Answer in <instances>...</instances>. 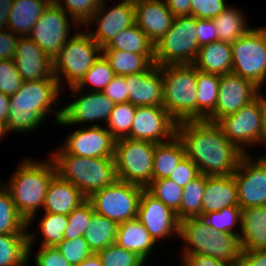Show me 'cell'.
I'll use <instances>...</instances> for the list:
<instances>
[{"label": "cell", "mask_w": 266, "mask_h": 266, "mask_svg": "<svg viewBox=\"0 0 266 266\" xmlns=\"http://www.w3.org/2000/svg\"><path fill=\"white\" fill-rule=\"evenodd\" d=\"M177 136L184 145L185 156L208 176L232 175L245 155L217 123L207 120L179 122Z\"/></svg>", "instance_id": "6da1fadb"}, {"label": "cell", "mask_w": 266, "mask_h": 266, "mask_svg": "<svg viewBox=\"0 0 266 266\" xmlns=\"http://www.w3.org/2000/svg\"><path fill=\"white\" fill-rule=\"evenodd\" d=\"M61 91L64 90L54 75L49 79L23 81L20 89L10 96L8 132H35L52 113L56 114L54 122L57 123L62 118V108L61 105L60 110L54 107L62 103L59 102Z\"/></svg>", "instance_id": "7a4b0ae2"}, {"label": "cell", "mask_w": 266, "mask_h": 266, "mask_svg": "<svg viewBox=\"0 0 266 266\" xmlns=\"http://www.w3.org/2000/svg\"><path fill=\"white\" fill-rule=\"evenodd\" d=\"M13 176L3 186L9 191L15 208L31 226L43 208L49 182L56 174V167L51 157L44 161L31 158L22 159Z\"/></svg>", "instance_id": "3957f363"}, {"label": "cell", "mask_w": 266, "mask_h": 266, "mask_svg": "<svg viewBox=\"0 0 266 266\" xmlns=\"http://www.w3.org/2000/svg\"><path fill=\"white\" fill-rule=\"evenodd\" d=\"M48 156L55 164L56 173L72 183L86 198L118 180L114 158L70 155L60 146Z\"/></svg>", "instance_id": "277c9868"}, {"label": "cell", "mask_w": 266, "mask_h": 266, "mask_svg": "<svg viewBox=\"0 0 266 266\" xmlns=\"http://www.w3.org/2000/svg\"><path fill=\"white\" fill-rule=\"evenodd\" d=\"M179 239L184 245L181 255L200 254L235 265L242 252L238 235L216 232L202 217L181 220Z\"/></svg>", "instance_id": "5b68a950"}, {"label": "cell", "mask_w": 266, "mask_h": 266, "mask_svg": "<svg viewBox=\"0 0 266 266\" xmlns=\"http://www.w3.org/2000/svg\"><path fill=\"white\" fill-rule=\"evenodd\" d=\"M160 67L163 107L178 123L197 120V69L192 64Z\"/></svg>", "instance_id": "8992f818"}, {"label": "cell", "mask_w": 266, "mask_h": 266, "mask_svg": "<svg viewBox=\"0 0 266 266\" xmlns=\"http://www.w3.org/2000/svg\"><path fill=\"white\" fill-rule=\"evenodd\" d=\"M80 30L72 34L73 36L52 60L53 75L60 88L63 82L68 84V89L76 86L102 54V48L90 34L86 30Z\"/></svg>", "instance_id": "52a82bcc"}, {"label": "cell", "mask_w": 266, "mask_h": 266, "mask_svg": "<svg viewBox=\"0 0 266 266\" xmlns=\"http://www.w3.org/2000/svg\"><path fill=\"white\" fill-rule=\"evenodd\" d=\"M196 30V17H174L170 29L154 44V63L158 66L193 64L200 48Z\"/></svg>", "instance_id": "ba28073f"}, {"label": "cell", "mask_w": 266, "mask_h": 266, "mask_svg": "<svg viewBox=\"0 0 266 266\" xmlns=\"http://www.w3.org/2000/svg\"><path fill=\"white\" fill-rule=\"evenodd\" d=\"M265 95L242 106L236 113L221 118L217 124L224 135L245 155L253 146H264ZM247 148H249L247 150Z\"/></svg>", "instance_id": "9c48e42d"}, {"label": "cell", "mask_w": 266, "mask_h": 266, "mask_svg": "<svg viewBox=\"0 0 266 266\" xmlns=\"http://www.w3.org/2000/svg\"><path fill=\"white\" fill-rule=\"evenodd\" d=\"M156 143L128 137L115 142L114 161L118 180L146 187L153 180Z\"/></svg>", "instance_id": "30bf717a"}, {"label": "cell", "mask_w": 266, "mask_h": 266, "mask_svg": "<svg viewBox=\"0 0 266 266\" xmlns=\"http://www.w3.org/2000/svg\"><path fill=\"white\" fill-rule=\"evenodd\" d=\"M231 51V72L263 88L266 84V25L251 28L231 43Z\"/></svg>", "instance_id": "8fae6325"}, {"label": "cell", "mask_w": 266, "mask_h": 266, "mask_svg": "<svg viewBox=\"0 0 266 266\" xmlns=\"http://www.w3.org/2000/svg\"><path fill=\"white\" fill-rule=\"evenodd\" d=\"M143 189L142 186L117 180L91 194L87 200L95 213L121 224L137 217Z\"/></svg>", "instance_id": "7c38bea8"}, {"label": "cell", "mask_w": 266, "mask_h": 266, "mask_svg": "<svg viewBox=\"0 0 266 266\" xmlns=\"http://www.w3.org/2000/svg\"><path fill=\"white\" fill-rule=\"evenodd\" d=\"M71 24L75 31L80 29L69 14L52 1L34 24L28 37L53 60L72 37Z\"/></svg>", "instance_id": "4fadbf2b"}, {"label": "cell", "mask_w": 266, "mask_h": 266, "mask_svg": "<svg viewBox=\"0 0 266 266\" xmlns=\"http://www.w3.org/2000/svg\"><path fill=\"white\" fill-rule=\"evenodd\" d=\"M69 88V90L73 91L70 96L74 101L68 102L64 107L62 106V118L57 124L72 127V125L78 126V124L83 125L85 123V126H89L88 124L91 126H100L99 120L100 122L104 120L105 124L107 123L110 113L115 106V103L111 99L102 91H86L85 89L84 92L76 86ZM92 122H95V124Z\"/></svg>", "instance_id": "5bb4252c"}, {"label": "cell", "mask_w": 266, "mask_h": 266, "mask_svg": "<svg viewBox=\"0 0 266 266\" xmlns=\"http://www.w3.org/2000/svg\"><path fill=\"white\" fill-rule=\"evenodd\" d=\"M244 155L233 173L241 209L266 206V155Z\"/></svg>", "instance_id": "9a60e30c"}, {"label": "cell", "mask_w": 266, "mask_h": 266, "mask_svg": "<svg viewBox=\"0 0 266 266\" xmlns=\"http://www.w3.org/2000/svg\"><path fill=\"white\" fill-rule=\"evenodd\" d=\"M177 124L163 106H136L131 131L127 137L156 144L165 143L177 135Z\"/></svg>", "instance_id": "2e32d148"}, {"label": "cell", "mask_w": 266, "mask_h": 266, "mask_svg": "<svg viewBox=\"0 0 266 266\" xmlns=\"http://www.w3.org/2000/svg\"><path fill=\"white\" fill-rule=\"evenodd\" d=\"M106 0H102L97 11L84 26L91 38L101 47H106L123 29L135 24L134 4L120 1L107 9ZM91 24L97 25L96 30H90Z\"/></svg>", "instance_id": "e0dca14e"}, {"label": "cell", "mask_w": 266, "mask_h": 266, "mask_svg": "<svg viewBox=\"0 0 266 266\" xmlns=\"http://www.w3.org/2000/svg\"><path fill=\"white\" fill-rule=\"evenodd\" d=\"M260 91L252 81L232 72L220 76L215 110L205 120L217 123L221 118L236 113L262 93Z\"/></svg>", "instance_id": "ac0fdd59"}, {"label": "cell", "mask_w": 266, "mask_h": 266, "mask_svg": "<svg viewBox=\"0 0 266 266\" xmlns=\"http://www.w3.org/2000/svg\"><path fill=\"white\" fill-rule=\"evenodd\" d=\"M137 218L156 243L170 236L179 237L180 220L176 213L145 188L140 196Z\"/></svg>", "instance_id": "d6986e66"}, {"label": "cell", "mask_w": 266, "mask_h": 266, "mask_svg": "<svg viewBox=\"0 0 266 266\" xmlns=\"http://www.w3.org/2000/svg\"><path fill=\"white\" fill-rule=\"evenodd\" d=\"M68 135L61 146L67 154L93 158L114 157L116 139L106 126H80Z\"/></svg>", "instance_id": "ffe728a7"}, {"label": "cell", "mask_w": 266, "mask_h": 266, "mask_svg": "<svg viewBox=\"0 0 266 266\" xmlns=\"http://www.w3.org/2000/svg\"><path fill=\"white\" fill-rule=\"evenodd\" d=\"M128 102L135 106H163V77L155 63L144 72L125 75Z\"/></svg>", "instance_id": "44dd1931"}, {"label": "cell", "mask_w": 266, "mask_h": 266, "mask_svg": "<svg viewBox=\"0 0 266 266\" xmlns=\"http://www.w3.org/2000/svg\"><path fill=\"white\" fill-rule=\"evenodd\" d=\"M14 62L22 81L49 79L52 59L28 36L18 38Z\"/></svg>", "instance_id": "7402d4cb"}, {"label": "cell", "mask_w": 266, "mask_h": 266, "mask_svg": "<svg viewBox=\"0 0 266 266\" xmlns=\"http://www.w3.org/2000/svg\"><path fill=\"white\" fill-rule=\"evenodd\" d=\"M135 24L155 44L172 26L174 15L165 0H142L134 4Z\"/></svg>", "instance_id": "603a6c76"}, {"label": "cell", "mask_w": 266, "mask_h": 266, "mask_svg": "<svg viewBox=\"0 0 266 266\" xmlns=\"http://www.w3.org/2000/svg\"><path fill=\"white\" fill-rule=\"evenodd\" d=\"M225 207H239L237 186L232 175L208 176L202 199V216Z\"/></svg>", "instance_id": "cb8c5ba5"}, {"label": "cell", "mask_w": 266, "mask_h": 266, "mask_svg": "<svg viewBox=\"0 0 266 266\" xmlns=\"http://www.w3.org/2000/svg\"><path fill=\"white\" fill-rule=\"evenodd\" d=\"M86 199L78 188L56 173L48 184L43 210L68 215Z\"/></svg>", "instance_id": "d4e9b609"}, {"label": "cell", "mask_w": 266, "mask_h": 266, "mask_svg": "<svg viewBox=\"0 0 266 266\" xmlns=\"http://www.w3.org/2000/svg\"><path fill=\"white\" fill-rule=\"evenodd\" d=\"M240 227L242 251L266 249V206L242 209Z\"/></svg>", "instance_id": "484cf974"}, {"label": "cell", "mask_w": 266, "mask_h": 266, "mask_svg": "<svg viewBox=\"0 0 266 266\" xmlns=\"http://www.w3.org/2000/svg\"><path fill=\"white\" fill-rule=\"evenodd\" d=\"M115 243L138 254L145 262L158 244L137 217L118 224Z\"/></svg>", "instance_id": "4316f807"}, {"label": "cell", "mask_w": 266, "mask_h": 266, "mask_svg": "<svg viewBox=\"0 0 266 266\" xmlns=\"http://www.w3.org/2000/svg\"><path fill=\"white\" fill-rule=\"evenodd\" d=\"M192 65L199 71L220 76L231 73V43L218 40L200 46Z\"/></svg>", "instance_id": "83f0119b"}, {"label": "cell", "mask_w": 266, "mask_h": 266, "mask_svg": "<svg viewBox=\"0 0 266 266\" xmlns=\"http://www.w3.org/2000/svg\"><path fill=\"white\" fill-rule=\"evenodd\" d=\"M36 236L34 231L0 234V266H27Z\"/></svg>", "instance_id": "f1b7e54d"}, {"label": "cell", "mask_w": 266, "mask_h": 266, "mask_svg": "<svg viewBox=\"0 0 266 266\" xmlns=\"http://www.w3.org/2000/svg\"><path fill=\"white\" fill-rule=\"evenodd\" d=\"M52 0H13L8 29L19 37L29 36L34 24Z\"/></svg>", "instance_id": "f546056e"}, {"label": "cell", "mask_w": 266, "mask_h": 266, "mask_svg": "<svg viewBox=\"0 0 266 266\" xmlns=\"http://www.w3.org/2000/svg\"><path fill=\"white\" fill-rule=\"evenodd\" d=\"M115 75L125 76L147 71L154 64V54H138L119 49H102Z\"/></svg>", "instance_id": "4dcf8cb0"}, {"label": "cell", "mask_w": 266, "mask_h": 266, "mask_svg": "<svg viewBox=\"0 0 266 266\" xmlns=\"http://www.w3.org/2000/svg\"><path fill=\"white\" fill-rule=\"evenodd\" d=\"M185 157V148L176 135L168 142L156 144L153 157V180L169 178Z\"/></svg>", "instance_id": "1f68e13d"}, {"label": "cell", "mask_w": 266, "mask_h": 266, "mask_svg": "<svg viewBox=\"0 0 266 266\" xmlns=\"http://www.w3.org/2000/svg\"><path fill=\"white\" fill-rule=\"evenodd\" d=\"M243 12L229 5L220 15L212 19L217 28L219 41L233 43L251 29L247 26L248 19Z\"/></svg>", "instance_id": "d6a6232c"}, {"label": "cell", "mask_w": 266, "mask_h": 266, "mask_svg": "<svg viewBox=\"0 0 266 266\" xmlns=\"http://www.w3.org/2000/svg\"><path fill=\"white\" fill-rule=\"evenodd\" d=\"M118 224L105 216L94 213L85 230L84 239L93 253L116 242Z\"/></svg>", "instance_id": "836d02e7"}, {"label": "cell", "mask_w": 266, "mask_h": 266, "mask_svg": "<svg viewBox=\"0 0 266 266\" xmlns=\"http://www.w3.org/2000/svg\"><path fill=\"white\" fill-rule=\"evenodd\" d=\"M220 75L197 70V120H205L214 110Z\"/></svg>", "instance_id": "e575fe53"}, {"label": "cell", "mask_w": 266, "mask_h": 266, "mask_svg": "<svg viewBox=\"0 0 266 266\" xmlns=\"http://www.w3.org/2000/svg\"><path fill=\"white\" fill-rule=\"evenodd\" d=\"M102 49H119L138 54H154V43L136 25L119 32L113 40Z\"/></svg>", "instance_id": "d590c367"}, {"label": "cell", "mask_w": 266, "mask_h": 266, "mask_svg": "<svg viewBox=\"0 0 266 266\" xmlns=\"http://www.w3.org/2000/svg\"><path fill=\"white\" fill-rule=\"evenodd\" d=\"M207 175L200 174L183 188L180 209L176 213L181 221L190 217H202V199Z\"/></svg>", "instance_id": "8d00e7d4"}, {"label": "cell", "mask_w": 266, "mask_h": 266, "mask_svg": "<svg viewBox=\"0 0 266 266\" xmlns=\"http://www.w3.org/2000/svg\"><path fill=\"white\" fill-rule=\"evenodd\" d=\"M27 232V222L15 208L9 191L2 186L0 188V234Z\"/></svg>", "instance_id": "74e56055"}, {"label": "cell", "mask_w": 266, "mask_h": 266, "mask_svg": "<svg viewBox=\"0 0 266 266\" xmlns=\"http://www.w3.org/2000/svg\"><path fill=\"white\" fill-rule=\"evenodd\" d=\"M115 76L109 62L101 54L76 87L81 90L86 87L87 91L101 92Z\"/></svg>", "instance_id": "f35d334b"}, {"label": "cell", "mask_w": 266, "mask_h": 266, "mask_svg": "<svg viewBox=\"0 0 266 266\" xmlns=\"http://www.w3.org/2000/svg\"><path fill=\"white\" fill-rule=\"evenodd\" d=\"M136 106L130 102L117 103L110 113L106 123V129L117 140L130 134Z\"/></svg>", "instance_id": "ab89813d"}, {"label": "cell", "mask_w": 266, "mask_h": 266, "mask_svg": "<svg viewBox=\"0 0 266 266\" xmlns=\"http://www.w3.org/2000/svg\"><path fill=\"white\" fill-rule=\"evenodd\" d=\"M241 211L240 207H225L220 211L204 214L202 219L216 232L239 236L240 231L236 228L241 229Z\"/></svg>", "instance_id": "60d3db41"}, {"label": "cell", "mask_w": 266, "mask_h": 266, "mask_svg": "<svg viewBox=\"0 0 266 266\" xmlns=\"http://www.w3.org/2000/svg\"><path fill=\"white\" fill-rule=\"evenodd\" d=\"M43 235L40 246L56 247L63 239L68 225L67 215L44 213L38 221Z\"/></svg>", "instance_id": "b9f144b4"}, {"label": "cell", "mask_w": 266, "mask_h": 266, "mask_svg": "<svg viewBox=\"0 0 266 266\" xmlns=\"http://www.w3.org/2000/svg\"><path fill=\"white\" fill-rule=\"evenodd\" d=\"M145 189L163 204L177 213L183 196V188L168 178L152 180Z\"/></svg>", "instance_id": "7bdbcfd3"}, {"label": "cell", "mask_w": 266, "mask_h": 266, "mask_svg": "<svg viewBox=\"0 0 266 266\" xmlns=\"http://www.w3.org/2000/svg\"><path fill=\"white\" fill-rule=\"evenodd\" d=\"M61 7L81 28L97 11L102 0H52Z\"/></svg>", "instance_id": "ee69618b"}, {"label": "cell", "mask_w": 266, "mask_h": 266, "mask_svg": "<svg viewBox=\"0 0 266 266\" xmlns=\"http://www.w3.org/2000/svg\"><path fill=\"white\" fill-rule=\"evenodd\" d=\"M102 266H145L146 262L138 255L113 243L97 252Z\"/></svg>", "instance_id": "f6af8a7d"}, {"label": "cell", "mask_w": 266, "mask_h": 266, "mask_svg": "<svg viewBox=\"0 0 266 266\" xmlns=\"http://www.w3.org/2000/svg\"><path fill=\"white\" fill-rule=\"evenodd\" d=\"M94 213L92 205L87 199L72 210L67 215L68 225L64 232V239L70 240L84 236Z\"/></svg>", "instance_id": "bcb514c9"}, {"label": "cell", "mask_w": 266, "mask_h": 266, "mask_svg": "<svg viewBox=\"0 0 266 266\" xmlns=\"http://www.w3.org/2000/svg\"><path fill=\"white\" fill-rule=\"evenodd\" d=\"M56 248L72 266H76L93 253L83 236L70 240L63 239Z\"/></svg>", "instance_id": "7dc6e473"}, {"label": "cell", "mask_w": 266, "mask_h": 266, "mask_svg": "<svg viewBox=\"0 0 266 266\" xmlns=\"http://www.w3.org/2000/svg\"><path fill=\"white\" fill-rule=\"evenodd\" d=\"M22 82L14 60H0V91L11 96L20 89Z\"/></svg>", "instance_id": "c3c4849f"}, {"label": "cell", "mask_w": 266, "mask_h": 266, "mask_svg": "<svg viewBox=\"0 0 266 266\" xmlns=\"http://www.w3.org/2000/svg\"><path fill=\"white\" fill-rule=\"evenodd\" d=\"M228 6L225 0H191V16L199 19H213Z\"/></svg>", "instance_id": "681fc988"}, {"label": "cell", "mask_w": 266, "mask_h": 266, "mask_svg": "<svg viewBox=\"0 0 266 266\" xmlns=\"http://www.w3.org/2000/svg\"><path fill=\"white\" fill-rule=\"evenodd\" d=\"M199 168L186 156L173 170L168 179L184 188L189 182L199 176Z\"/></svg>", "instance_id": "f907efd6"}, {"label": "cell", "mask_w": 266, "mask_h": 266, "mask_svg": "<svg viewBox=\"0 0 266 266\" xmlns=\"http://www.w3.org/2000/svg\"><path fill=\"white\" fill-rule=\"evenodd\" d=\"M39 248L35 254L36 266H72L56 247Z\"/></svg>", "instance_id": "816d5d0a"}, {"label": "cell", "mask_w": 266, "mask_h": 266, "mask_svg": "<svg viewBox=\"0 0 266 266\" xmlns=\"http://www.w3.org/2000/svg\"><path fill=\"white\" fill-rule=\"evenodd\" d=\"M115 104L128 102L127 85L124 76H115L102 91Z\"/></svg>", "instance_id": "f5cc1de1"}, {"label": "cell", "mask_w": 266, "mask_h": 266, "mask_svg": "<svg viewBox=\"0 0 266 266\" xmlns=\"http://www.w3.org/2000/svg\"><path fill=\"white\" fill-rule=\"evenodd\" d=\"M18 38L9 29L0 31V60H14Z\"/></svg>", "instance_id": "db71d44e"}, {"label": "cell", "mask_w": 266, "mask_h": 266, "mask_svg": "<svg viewBox=\"0 0 266 266\" xmlns=\"http://www.w3.org/2000/svg\"><path fill=\"white\" fill-rule=\"evenodd\" d=\"M196 31L199 46L218 41L217 28L212 19L197 18Z\"/></svg>", "instance_id": "11a10c76"}, {"label": "cell", "mask_w": 266, "mask_h": 266, "mask_svg": "<svg viewBox=\"0 0 266 266\" xmlns=\"http://www.w3.org/2000/svg\"><path fill=\"white\" fill-rule=\"evenodd\" d=\"M181 257L182 266H234L232 263L200 254H185Z\"/></svg>", "instance_id": "9f6ffc18"}, {"label": "cell", "mask_w": 266, "mask_h": 266, "mask_svg": "<svg viewBox=\"0 0 266 266\" xmlns=\"http://www.w3.org/2000/svg\"><path fill=\"white\" fill-rule=\"evenodd\" d=\"M234 266H266V249L242 251Z\"/></svg>", "instance_id": "6f0895ef"}, {"label": "cell", "mask_w": 266, "mask_h": 266, "mask_svg": "<svg viewBox=\"0 0 266 266\" xmlns=\"http://www.w3.org/2000/svg\"><path fill=\"white\" fill-rule=\"evenodd\" d=\"M174 17L191 16V0H165Z\"/></svg>", "instance_id": "680465c9"}, {"label": "cell", "mask_w": 266, "mask_h": 266, "mask_svg": "<svg viewBox=\"0 0 266 266\" xmlns=\"http://www.w3.org/2000/svg\"><path fill=\"white\" fill-rule=\"evenodd\" d=\"M13 0H0V31L8 29V16Z\"/></svg>", "instance_id": "91938a15"}, {"label": "cell", "mask_w": 266, "mask_h": 266, "mask_svg": "<svg viewBox=\"0 0 266 266\" xmlns=\"http://www.w3.org/2000/svg\"><path fill=\"white\" fill-rule=\"evenodd\" d=\"M10 96L0 91V122L6 123L9 114Z\"/></svg>", "instance_id": "94428289"}, {"label": "cell", "mask_w": 266, "mask_h": 266, "mask_svg": "<svg viewBox=\"0 0 266 266\" xmlns=\"http://www.w3.org/2000/svg\"><path fill=\"white\" fill-rule=\"evenodd\" d=\"M76 266H102V262L97 253H92L89 257Z\"/></svg>", "instance_id": "6125c7cd"}, {"label": "cell", "mask_w": 266, "mask_h": 266, "mask_svg": "<svg viewBox=\"0 0 266 266\" xmlns=\"http://www.w3.org/2000/svg\"><path fill=\"white\" fill-rule=\"evenodd\" d=\"M7 133L9 132L6 123L0 122V141L6 136Z\"/></svg>", "instance_id": "be15d7a7"}, {"label": "cell", "mask_w": 266, "mask_h": 266, "mask_svg": "<svg viewBox=\"0 0 266 266\" xmlns=\"http://www.w3.org/2000/svg\"><path fill=\"white\" fill-rule=\"evenodd\" d=\"M264 147L266 148V96H265V113H264Z\"/></svg>", "instance_id": "e7e4bbea"}, {"label": "cell", "mask_w": 266, "mask_h": 266, "mask_svg": "<svg viewBox=\"0 0 266 266\" xmlns=\"http://www.w3.org/2000/svg\"><path fill=\"white\" fill-rule=\"evenodd\" d=\"M142 0H122V2H128V3H132V4H135V3H138V2H141Z\"/></svg>", "instance_id": "03108f58"}, {"label": "cell", "mask_w": 266, "mask_h": 266, "mask_svg": "<svg viewBox=\"0 0 266 266\" xmlns=\"http://www.w3.org/2000/svg\"><path fill=\"white\" fill-rule=\"evenodd\" d=\"M3 186V184H2V181H1V179H0V188Z\"/></svg>", "instance_id": "003e7915"}]
</instances>
